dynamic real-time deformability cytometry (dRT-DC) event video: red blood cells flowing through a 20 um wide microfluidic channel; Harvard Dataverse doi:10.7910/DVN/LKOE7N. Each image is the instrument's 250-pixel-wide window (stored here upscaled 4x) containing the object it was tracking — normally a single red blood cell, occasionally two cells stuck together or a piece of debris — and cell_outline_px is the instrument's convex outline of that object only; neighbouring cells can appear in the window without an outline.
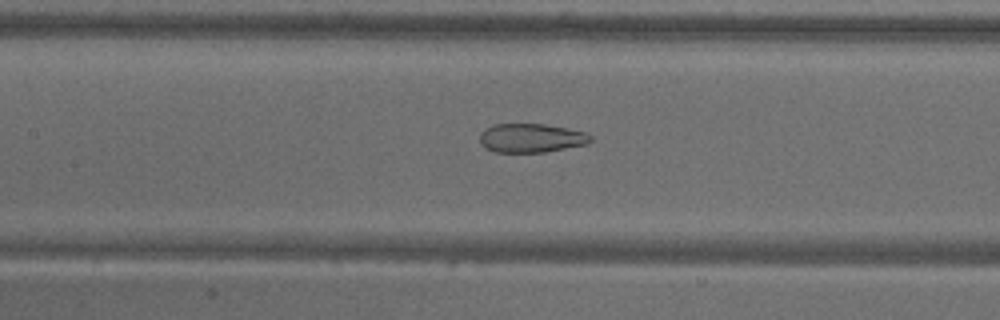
{"species": "common noctule bat (a hibernating species)", "species_latin": "Nyctalus noctula", "temperature_condition": "warm", "stored_images_in_passage": 55, "camera_frame_rate_fps": 3000, "um_per_image_px": 0.085, "animal": {"sex": "male", "body_mass_g": 18.8}, "frame": {"image": 1, "passage_image": 25, "time_ms": 8.0, "image_size_px": [1000, 320], "cell_outline_px": [[592, 140], [588, 144], [544, 152], [492, 152], [484, 148], [480, 144], [480, 132], [492, 124], [544, 124], [584, 132], [592, 136]], "centroid_in_image_um": [45.1, 11.74], "position_along_channel_um": 162.3, "area_um2": 18.73}}
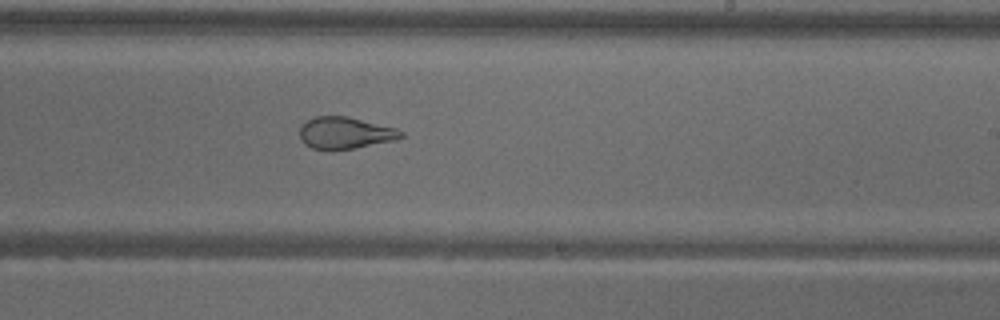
{"frame": {"image": 2, "passage_image": 33, "time_ms": 10.667, "image_size_px": [1000, 320], "cell_outline_px": [[404, 136], [396, 140], [332, 152], [312, 148], [304, 144], [300, 140], [300, 128], [308, 120], [316, 116], [348, 116], [396, 128], [404, 132]], "centroid_in_image_um": [29.33, 11.32], "position_along_channel_um": 259.7, "area_um2": 19.07}}
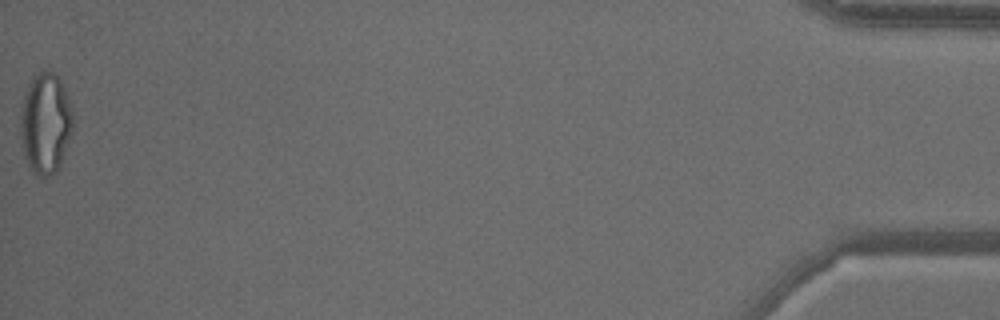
{"frame": {"image": 3, "passage_image": 55, "time_ms": 18.0, "image_size_px": [1000, 320], "cell_outline_px": [[72, 136], [60, 164], [56, 172], [48, 176], [36, 176], [28, 168], [24, 156], [20, 132], [20, 108], [24, 96], [32, 80], [40, 72], [56, 72], [60, 80], [68, 100], [72, 112]], "centroid_in_image_um": [3.85, 10.55], "position_along_channel_um": 431.3, "area_um2": 30.75}, "authors_computed_cell_mechanics": {"area_um2": 25.6054, "velocity_mm_per_s": 3.6687, "shape_relaxation_time_tau1_ms": null, "shape_relaxation_time_tau2_ms": 1.1326, "deformation_change_tau1": null, "deformation_change_tau2": 0.0858}}